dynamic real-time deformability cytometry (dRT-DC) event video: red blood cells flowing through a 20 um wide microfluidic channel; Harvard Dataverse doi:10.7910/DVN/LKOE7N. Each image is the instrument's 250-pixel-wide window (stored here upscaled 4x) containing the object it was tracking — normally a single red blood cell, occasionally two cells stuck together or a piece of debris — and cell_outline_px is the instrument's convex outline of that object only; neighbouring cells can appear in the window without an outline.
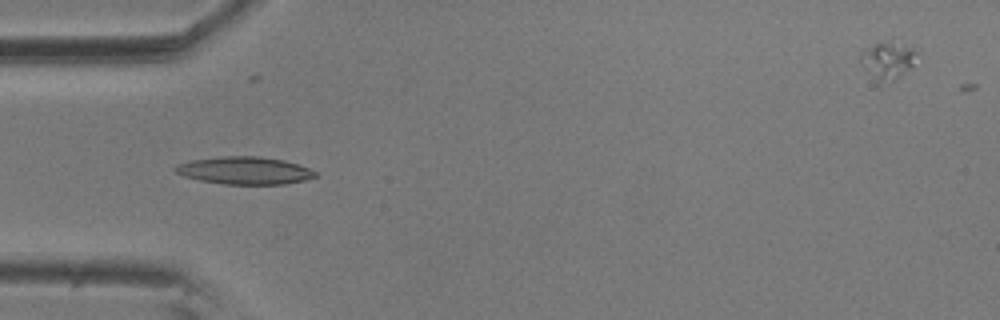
{"species": "common noctule bat (a hibernating species)", "species_latin": "Nyctalus noctula", "temperature_condition": "room temperature", "stored_images_in_passage": 5, "camera_frame_rate_fps": 3000, "um_per_image_px": 0.085, "animal": {"sex": "male", "body_mass_g": 20.5, "forearm_length_mm": 52.5}, "frame": {"image": 1, "passage_image": 4, "time_ms": 1.0, "image_size_px": [1000, 320], "cell_outline_px": [[316, 176], [304, 180], [284, 184], [224, 184], [200, 180], [184, 176], [176, 172], [172, 168], [176, 164], [192, 160], [224, 156], [260, 156], [284, 160], [308, 168], [316, 172]], "centroid_in_image_um": [20.76, 14.49], "position_along_channel_um": 64.2, "area_um2": 22.31}}
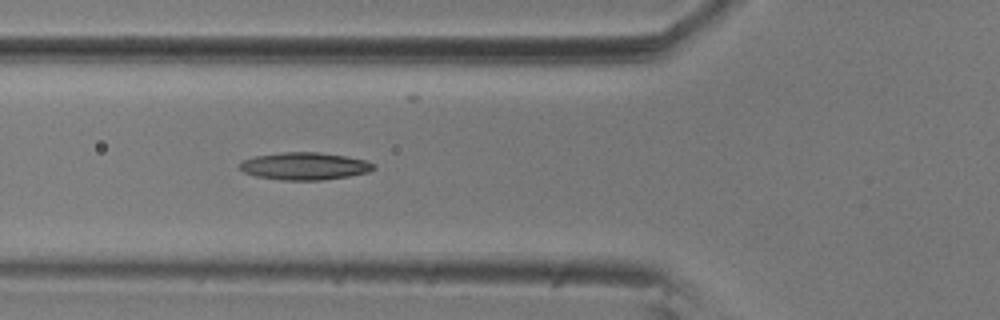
{"frame": {"image": 2, "passage_image": 5, "time_ms": 1.333, "image_size_px": [1000, 320], "cell_outline_px": [[376, 168], [368, 172], [348, 176], [320, 180], [280, 180], [256, 176], [244, 172], [240, 168], [240, 164], [244, 160], [256, 156], [284, 152], [320, 152], [348, 156], [364, 160], [376, 164]], "centroid_in_image_um": [25.93, 14.12], "position_along_channel_um": 99.9, "area_um2": 21.33}}